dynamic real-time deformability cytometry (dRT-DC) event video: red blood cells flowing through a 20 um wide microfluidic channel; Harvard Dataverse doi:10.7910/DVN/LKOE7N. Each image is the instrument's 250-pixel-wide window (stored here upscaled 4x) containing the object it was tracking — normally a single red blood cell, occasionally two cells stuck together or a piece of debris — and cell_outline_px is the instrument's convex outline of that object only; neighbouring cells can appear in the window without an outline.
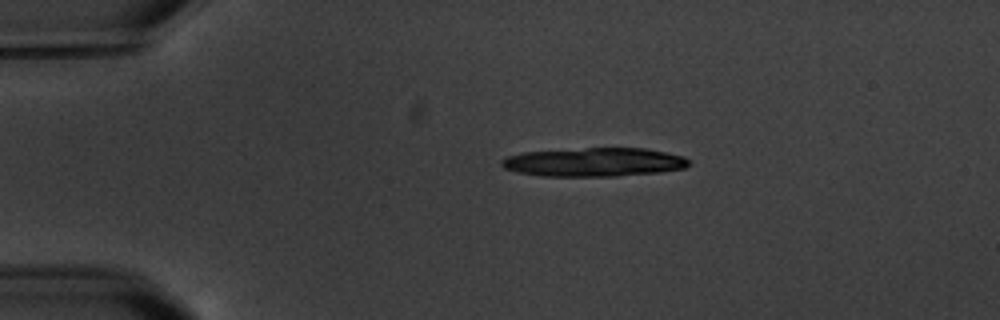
{"species": "common noctule bat (a hibernating species)", "species_latin": "Nyctalus noctula", "temperature_condition": "warm", "stored_images_in_passage": 7, "camera_frame_rate_fps": 3000, "um_per_image_px": 0.085, "animal": {"sex": "male", "body_mass_g": 20.1, "forearm_length_mm": 53.5}, "frame": {"image": 1, "passage_image": 3, "time_ms": 2.333, "image_size_px": [1000, 320], "cell_outline_px": [[692, 164], [684, 168], [660, 172], [616, 176], [540, 176], [516, 172], [504, 168], [500, 164], [500, 160], [508, 156], [524, 152], [588, 148], [644, 148], [684, 156]], "centroid_in_image_um": [50.49, 13.79], "position_along_channel_um": 34.5, "area_um2": 31.39}}
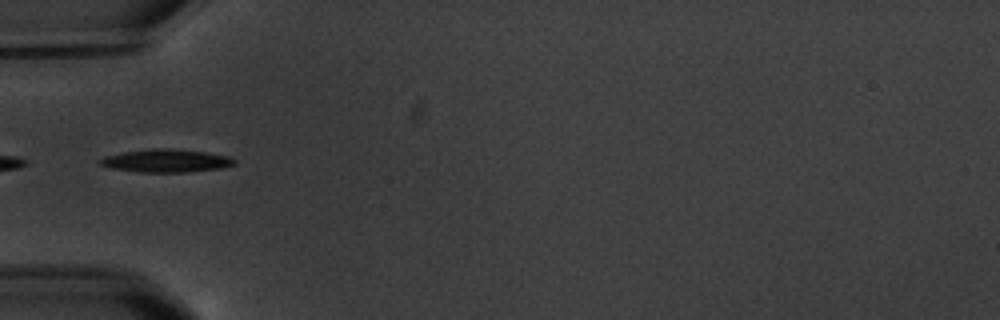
{"frame": {"image": 2, "passage_image": 5, "time_ms": 5.0, "image_size_px": [1000, 320], "cell_outline_px": [[236, 164], [220, 168], [184, 172], [140, 172], [112, 168], [100, 164], [96, 160], [104, 156], [124, 152], [152, 148], [172, 148], [204, 152], [228, 156], [236, 160]], "centroid_in_image_um": [14.1, 13.65], "position_along_channel_um": 70.9, "area_um2": 17.92}}